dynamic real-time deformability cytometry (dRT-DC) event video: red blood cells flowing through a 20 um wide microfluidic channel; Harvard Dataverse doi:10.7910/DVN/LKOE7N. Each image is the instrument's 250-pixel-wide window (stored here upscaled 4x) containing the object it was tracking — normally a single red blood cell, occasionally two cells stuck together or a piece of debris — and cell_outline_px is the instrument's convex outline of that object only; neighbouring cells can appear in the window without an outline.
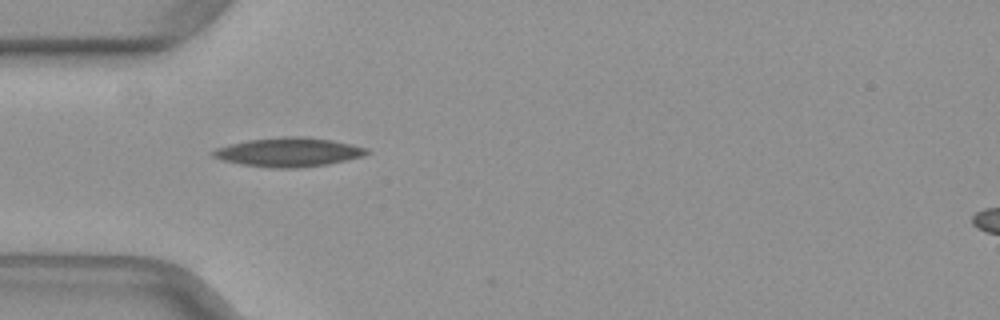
{"species": "common noctule bat (a hibernating species)", "species_latin": "Nyctalus noctula", "temperature_condition": "warm", "stored_images_in_passage": 21, "camera_frame_rate_fps": 3000, "um_per_image_px": 0.085, "animal": {"sex": "female", "body_mass_g": 29.2, "forearm_length_mm": 56.3}, "frame": {"image": 1, "passage_image": 1, "time_ms": 0.0, "image_size_px": [1000, 320], "cell_outline_px": [[372, 152], [364, 156], [328, 164], [300, 168], [268, 168], [240, 164], [224, 160], [212, 156], [212, 152], [216, 148], [228, 144], [248, 140], [280, 136], [308, 136], [332, 140], [352, 144], [368, 148]], "centroid_in_image_um": [24.57, 12.93], "position_along_channel_um": 60.4, "area_um2": 26.36}}